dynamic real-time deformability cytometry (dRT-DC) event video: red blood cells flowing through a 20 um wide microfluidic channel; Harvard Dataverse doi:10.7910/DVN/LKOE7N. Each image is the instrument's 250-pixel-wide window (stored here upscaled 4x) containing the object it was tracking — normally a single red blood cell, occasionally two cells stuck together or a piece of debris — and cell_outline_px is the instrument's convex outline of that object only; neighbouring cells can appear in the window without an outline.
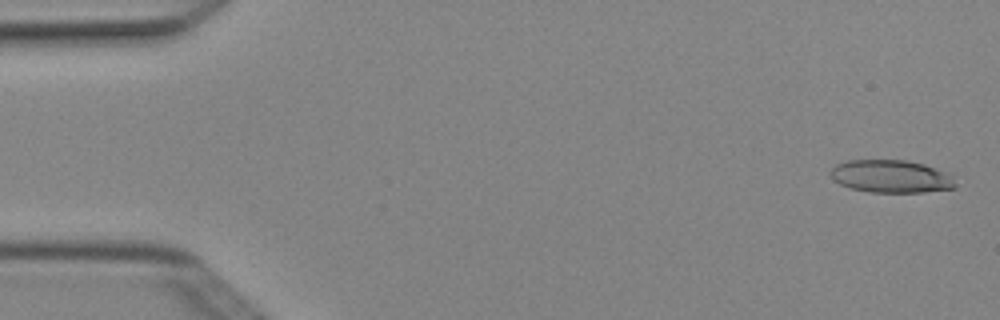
{"species": "Egyptian fruit bat (a non-hibernating species)", "species_latin": "Rousettus aegyptiacus", "temperature_condition": "cold", "stored_images_in_passage": 5, "camera_frame_rate_fps": 3000, "um_per_image_px": 0.085, "animal": {"sex": "female"}, "frame": {"image": 1, "passage_image": 1, "time_ms": 0.0, "image_size_px": [1000, 320], "cell_outline_px": [[956, 188], [924, 192], [872, 192], [852, 188], [840, 184], [832, 176], [832, 168], [836, 164], [848, 160], [908, 160], [924, 164], [944, 172], [952, 176], [956, 184]], "centroid_in_image_um": [75.77, 14.99], "position_along_channel_um": 9.2, "area_um2": 23.58}}
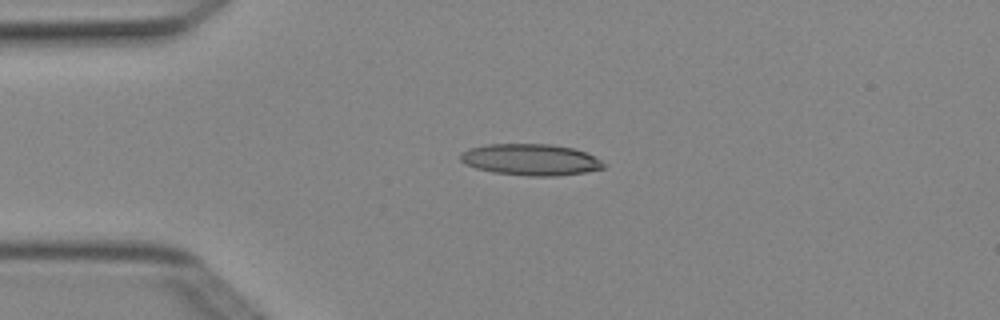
{"frame": {"image": 2, "passage_image": 4, "time_ms": 1.0, "image_size_px": [1000, 320], "cell_outline_px": [[608, 164], [604, 168], [584, 172], [556, 176], [528, 176], [492, 172], [476, 168], [464, 164], [460, 160], [460, 152], [468, 148], [488, 144], [548, 144], [572, 148], [584, 152]], "centroid_in_image_um": [45.06, 13.57], "position_along_channel_um": 39.9, "area_um2": 26.24}}